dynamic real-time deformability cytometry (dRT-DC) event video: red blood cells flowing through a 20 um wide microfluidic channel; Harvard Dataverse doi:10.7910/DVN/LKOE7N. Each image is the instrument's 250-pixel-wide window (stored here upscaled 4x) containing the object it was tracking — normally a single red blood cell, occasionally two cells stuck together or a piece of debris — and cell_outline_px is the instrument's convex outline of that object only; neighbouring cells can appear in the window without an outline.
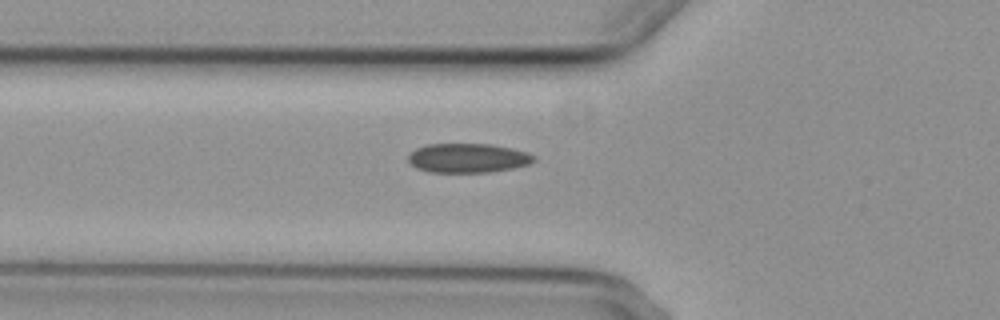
{"species": "common noctule bat (a hibernating species)", "species_latin": "Nyctalus noctula", "temperature_condition": "cold", "stored_images_in_passage": 4, "camera_frame_rate_fps": 3000, "um_per_image_px": 0.085, "animal": {"sex": "female", "body_mass_g": 29.2, "forearm_length_mm": 56.3}, "frame": {"image": 1, "passage_image": 4, "time_ms": 6.0, "image_size_px": [1000, 320], "cell_outline_px": [[536, 160], [528, 164], [512, 168], [488, 172], [428, 172], [416, 168], [408, 160], [408, 156], [416, 148], [428, 144], [492, 144], [512, 148], [528, 152], [536, 156]], "centroid_in_image_um": [39.79, 13.43], "position_along_channel_um": 86.0, "area_um2": 21.44}}